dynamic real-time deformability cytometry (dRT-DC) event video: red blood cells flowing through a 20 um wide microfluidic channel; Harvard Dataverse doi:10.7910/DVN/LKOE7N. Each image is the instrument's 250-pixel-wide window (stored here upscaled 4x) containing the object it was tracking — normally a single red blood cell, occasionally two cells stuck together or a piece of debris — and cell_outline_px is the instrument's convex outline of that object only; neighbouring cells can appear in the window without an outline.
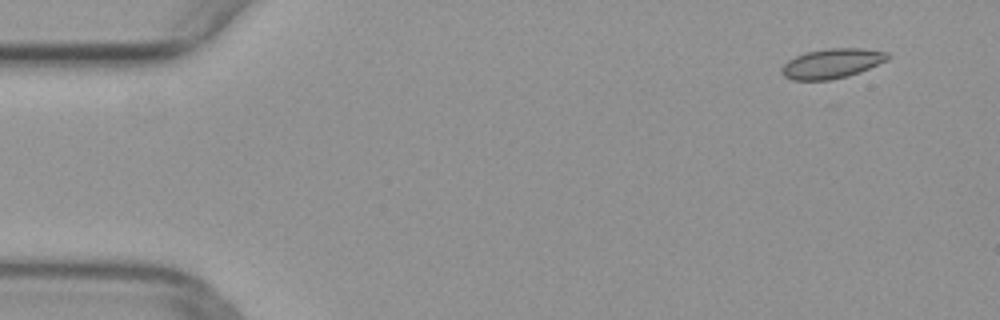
{"species": "common noctule bat (a hibernating species)", "species_latin": "Nyctalus noctula", "temperature_condition": "warm", "stored_images_in_passage": 48, "camera_frame_rate_fps": 3000, "um_per_image_px": 0.085, "animal": {"sex": "female", "body_mass_g": 29.2, "forearm_length_mm": 56.3}, "frame": {"image": 1, "passage_image": 1, "time_ms": 0.0, "image_size_px": [1000, 320], "cell_outline_px": [[892, 56], [888, 60], [860, 72], [848, 76], [828, 80], [792, 80], [784, 76], [780, 72], [780, 68], [788, 60], [796, 56], [808, 52], [828, 48], [860, 48], [888, 52]], "centroid_in_image_um": [70.73, 5.4], "position_along_channel_um": 14.3, "area_um2": 18.44}}
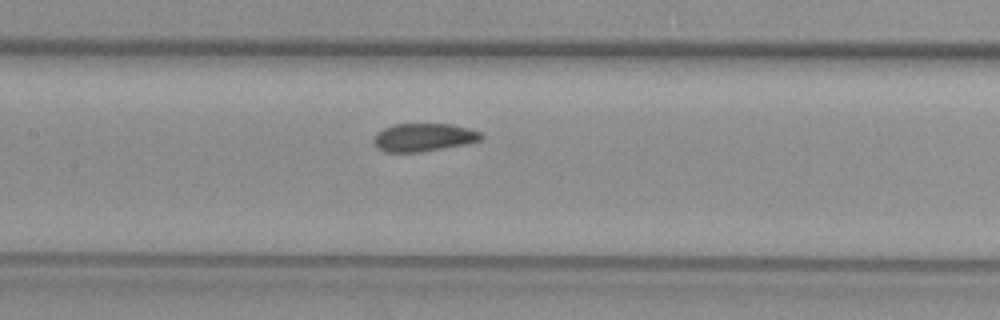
{"frame": {"image": 2, "passage_image": 21, "time_ms": 6.667, "image_size_px": [1000, 320], "cell_outline_px": [[484, 136], [480, 140], [468, 144], [420, 152], [384, 152], [376, 148], [372, 144], [372, 140], [376, 132], [392, 124], [452, 124], [468, 128], [480, 132]], "centroid_in_image_um": [35.96, 11.68], "position_along_channel_um": 171.4, "area_um2": 17.86}}
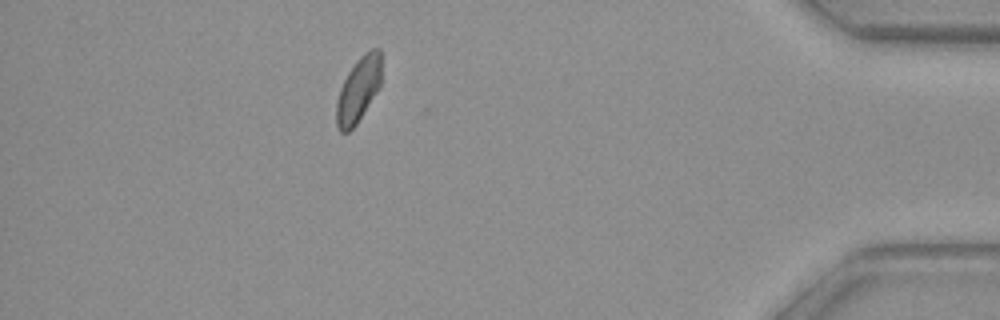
{"frame": {"image": 3, "passage_image": 42, "time_ms": 13.667, "image_size_px": [1000, 320], "cell_outline_px": [[380, 84], [356, 124], [348, 132], [340, 132], [336, 124], [336, 104], [340, 88], [348, 72], [356, 60], [364, 52], [372, 48], [380, 48]], "centroid_in_image_um": [30.43, 7.6], "position_along_channel_um": 404.8, "area_um2": 16.65}}